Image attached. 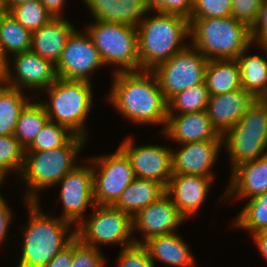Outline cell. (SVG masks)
Returning <instances> with one entry per match:
<instances>
[{
    "instance_id": "obj_15",
    "label": "cell",
    "mask_w": 267,
    "mask_h": 267,
    "mask_svg": "<svg viewBox=\"0 0 267 267\" xmlns=\"http://www.w3.org/2000/svg\"><path fill=\"white\" fill-rule=\"evenodd\" d=\"M13 56L15 57L13 62L15 71L12 72L10 64H8L6 85L19 90L26 87L40 92L47 89L58 79L55 64L33 51L16 53Z\"/></svg>"
},
{
    "instance_id": "obj_14",
    "label": "cell",
    "mask_w": 267,
    "mask_h": 267,
    "mask_svg": "<svg viewBox=\"0 0 267 267\" xmlns=\"http://www.w3.org/2000/svg\"><path fill=\"white\" fill-rule=\"evenodd\" d=\"M129 158L135 178L154 180L165 188L172 177V149L161 145L134 146L129 136L119 146Z\"/></svg>"
},
{
    "instance_id": "obj_11",
    "label": "cell",
    "mask_w": 267,
    "mask_h": 267,
    "mask_svg": "<svg viewBox=\"0 0 267 267\" xmlns=\"http://www.w3.org/2000/svg\"><path fill=\"white\" fill-rule=\"evenodd\" d=\"M207 62L208 59L190 44L151 71L168 100L175 93L203 83Z\"/></svg>"
},
{
    "instance_id": "obj_45",
    "label": "cell",
    "mask_w": 267,
    "mask_h": 267,
    "mask_svg": "<svg viewBox=\"0 0 267 267\" xmlns=\"http://www.w3.org/2000/svg\"><path fill=\"white\" fill-rule=\"evenodd\" d=\"M251 235L262 256L267 260V230L259 231Z\"/></svg>"
},
{
    "instance_id": "obj_1",
    "label": "cell",
    "mask_w": 267,
    "mask_h": 267,
    "mask_svg": "<svg viewBox=\"0 0 267 267\" xmlns=\"http://www.w3.org/2000/svg\"><path fill=\"white\" fill-rule=\"evenodd\" d=\"M108 100L126 119L136 124L167 123V100L150 70L114 72Z\"/></svg>"
},
{
    "instance_id": "obj_49",
    "label": "cell",
    "mask_w": 267,
    "mask_h": 267,
    "mask_svg": "<svg viewBox=\"0 0 267 267\" xmlns=\"http://www.w3.org/2000/svg\"><path fill=\"white\" fill-rule=\"evenodd\" d=\"M4 180H5V176L0 172V186L3 184ZM1 196L2 195L0 194V197Z\"/></svg>"
},
{
    "instance_id": "obj_16",
    "label": "cell",
    "mask_w": 267,
    "mask_h": 267,
    "mask_svg": "<svg viewBox=\"0 0 267 267\" xmlns=\"http://www.w3.org/2000/svg\"><path fill=\"white\" fill-rule=\"evenodd\" d=\"M186 220L173 204L166 193L148 207L140 210L132 218V233L142 231L143 239H134L137 244H143L149 238L174 233Z\"/></svg>"
},
{
    "instance_id": "obj_10",
    "label": "cell",
    "mask_w": 267,
    "mask_h": 267,
    "mask_svg": "<svg viewBox=\"0 0 267 267\" xmlns=\"http://www.w3.org/2000/svg\"><path fill=\"white\" fill-rule=\"evenodd\" d=\"M86 159L92 166L94 203L113 206L135 179L129 158L118 148L113 154Z\"/></svg>"
},
{
    "instance_id": "obj_37",
    "label": "cell",
    "mask_w": 267,
    "mask_h": 267,
    "mask_svg": "<svg viewBox=\"0 0 267 267\" xmlns=\"http://www.w3.org/2000/svg\"><path fill=\"white\" fill-rule=\"evenodd\" d=\"M105 262V257L100 249L85 245L77 237L73 239L71 267H104Z\"/></svg>"
},
{
    "instance_id": "obj_47",
    "label": "cell",
    "mask_w": 267,
    "mask_h": 267,
    "mask_svg": "<svg viewBox=\"0 0 267 267\" xmlns=\"http://www.w3.org/2000/svg\"><path fill=\"white\" fill-rule=\"evenodd\" d=\"M29 1H32V0H3L4 12H8L11 8L17 5L24 4Z\"/></svg>"
},
{
    "instance_id": "obj_50",
    "label": "cell",
    "mask_w": 267,
    "mask_h": 267,
    "mask_svg": "<svg viewBox=\"0 0 267 267\" xmlns=\"http://www.w3.org/2000/svg\"><path fill=\"white\" fill-rule=\"evenodd\" d=\"M0 13H4V4H3V0H0Z\"/></svg>"
},
{
    "instance_id": "obj_36",
    "label": "cell",
    "mask_w": 267,
    "mask_h": 267,
    "mask_svg": "<svg viewBox=\"0 0 267 267\" xmlns=\"http://www.w3.org/2000/svg\"><path fill=\"white\" fill-rule=\"evenodd\" d=\"M232 0H194L189 19L230 17Z\"/></svg>"
},
{
    "instance_id": "obj_24",
    "label": "cell",
    "mask_w": 267,
    "mask_h": 267,
    "mask_svg": "<svg viewBox=\"0 0 267 267\" xmlns=\"http://www.w3.org/2000/svg\"><path fill=\"white\" fill-rule=\"evenodd\" d=\"M156 265L158 262L177 267H196L187 243L176 232L149 238L143 243Z\"/></svg>"
},
{
    "instance_id": "obj_2",
    "label": "cell",
    "mask_w": 267,
    "mask_h": 267,
    "mask_svg": "<svg viewBox=\"0 0 267 267\" xmlns=\"http://www.w3.org/2000/svg\"><path fill=\"white\" fill-rule=\"evenodd\" d=\"M144 18L137 25V45L140 70H153L184 50L190 37L189 19L177 15L156 12Z\"/></svg>"
},
{
    "instance_id": "obj_12",
    "label": "cell",
    "mask_w": 267,
    "mask_h": 267,
    "mask_svg": "<svg viewBox=\"0 0 267 267\" xmlns=\"http://www.w3.org/2000/svg\"><path fill=\"white\" fill-rule=\"evenodd\" d=\"M55 66L59 78L91 82V72L104 64L87 32L82 33L76 29L69 36Z\"/></svg>"
},
{
    "instance_id": "obj_32",
    "label": "cell",
    "mask_w": 267,
    "mask_h": 267,
    "mask_svg": "<svg viewBox=\"0 0 267 267\" xmlns=\"http://www.w3.org/2000/svg\"><path fill=\"white\" fill-rule=\"evenodd\" d=\"M233 224L252 234L267 230V192L250 198Z\"/></svg>"
},
{
    "instance_id": "obj_19",
    "label": "cell",
    "mask_w": 267,
    "mask_h": 267,
    "mask_svg": "<svg viewBox=\"0 0 267 267\" xmlns=\"http://www.w3.org/2000/svg\"><path fill=\"white\" fill-rule=\"evenodd\" d=\"M213 180L214 178L198 175H172L166 186V194L186 219L196 215L208 195Z\"/></svg>"
},
{
    "instance_id": "obj_38",
    "label": "cell",
    "mask_w": 267,
    "mask_h": 267,
    "mask_svg": "<svg viewBox=\"0 0 267 267\" xmlns=\"http://www.w3.org/2000/svg\"><path fill=\"white\" fill-rule=\"evenodd\" d=\"M117 267H155L147 248L134 243L119 252Z\"/></svg>"
},
{
    "instance_id": "obj_25",
    "label": "cell",
    "mask_w": 267,
    "mask_h": 267,
    "mask_svg": "<svg viewBox=\"0 0 267 267\" xmlns=\"http://www.w3.org/2000/svg\"><path fill=\"white\" fill-rule=\"evenodd\" d=\"M166 193V188L154 180L135 178L113 205L133 218Z\"/></svg>"
},
{
    "instance_id": "obj_4",
    "label": "cell",
    "mask_w": 267,
    "mask_h": 267,
    "mask_svg": "<svg viewBox=\"0 0 267 267\" xmlns=\"http://www.w3.org/2000/svg\"><path fill=\"white\" fill-rule=\"evenodd\" d=\"M191 45L208 60L236 59L251 48V28L230 17L189 19Z\"/></svg>"
},
{
    "instance_id": "obj_48",
    "label": "cell",
    "mask_w": 267,
    "mask_h": 267,
    "mask_svg": "<svg viewBox=\"0 0 267 267\" xmlns=\"http://www.w3.org/2000/svg\"><path fill=\"white\" fill-rule=\"evenodd\" d=\"M260 100L267 105V91L262 95Z\"/></svg>"
},
{
    "instance_id": "obj_44",
    "label": "cell",
    "mask_w": 267,
    "mask_h": 267,
    "mask_svg": "<svg viewBox=\"0 0 267 267\" xmlns=\"http://www.w3.org/2000/svg\"><path fill=\"white\" fill-rule=\"evenodd\" d=\"M41 4L50 12L53 17H63L61 13L65 7L66 0H39Z\"/></svg>"
},
{
    "instance_id": "obj_13",
    "label": "cell",
    "mask_w": 267,
    "mask_h": 267,
    "mask_svg": "<svg viewBox=\"0 0 267 267\" xmlns=\"http://www.w3.org/2000/svg\"><path fill=\"white\" fill-rule=\"evenodd\" d=\"M85 161H88V166L77 164L58 182L61 183L59 199L64 209L58 217L76 226L84 220L83 215L88 206H95L92 166L89 160Z\"/></svg>"
},
{
    "instance_id": "obj_3",
    "label": "cell",
    "mask_w": 267,
    "mask_h": 267,
    "mask_svg": "<svg viewBox=\"0 0 267 267\" xmlns=\"http://www.w3.org/2000/svg\"><path fill=\"white\" fill-rule=\"evenodd\" d=\"M40 202H28L29 223L22 227L24 242L18 267H44L75 237V228L60 217L47 216ZM72 232H71V231ZM69 233V235H68Z\"/></svg>"
},
{
    "instance_id": "obj_22",
    "label": "cell",
    "mask_w": 267,
    "mask_h": 267,
    "mask_svg": "<svg viewBox=\"0 0 267 267\" xmlns=\"http://www.w3.org/2000/svg\"><path fill=\"white\" fill-rule=\"evenodd\" d=\"M74 30L71 22L64 17H53L32 33L30 50L56 65Z\"/></svg>"
},
{
    "instance_id": "obj_7",
    "label": "cell",
    "mask_w": 267,
    "mask_h": 267,
    "mask_svg": "<svg viewBox=\"0 0 267 267\" xmlns=\"http://www.w3.org/2000/svg\"><path fill=\"white\" fill-rule=\"evenodd\" d=\"M231 170L241 163L267 155V105L258 99L240 120L222 135Z\"/></svg>"
},
{
    "instance_id": "obj_33",
    "label": "cell",
    "mask_w": 267,
    "mask_h": 267,
    "mask_svg": "<svg viewBox=\"0 0 267 267\" xmlns=\"http://www.w3.org/2000/svg\"><path fill=\"white\" fill-rule=\"evenodd\" d=\"M76 134L69 128L48 121L25 152H40L65 146Z\"/></svg>"
},
{
    "instance_id": "obj_46",
    "label": "cell",
    "mask_w": 267,
    "mask_h": 267,
    "mask_svg": "<svg viewBox=\"0 0 267 267\" xmlns=\"http://www.w3.org/2000/svg\"><path fill=\"white\" fill-rule=\"evenodd\" d=\"M9 59L0 48V86L6 85L8 78Z\"/></svg>"
},
{
    "instance_id": "obj_18",
    "label": "cell",
    "mask_w": 267,
    "mask_h": 267,
    "mask_svg": "<svg viewBox=\"0 0 267 267\" xmlns=\"http://www.w3.org/2000/svg\"><path fill=\"white\" fill-rule=\"evenodd\" d=\"M258 98L243 88L232 92L210 95L206 112L212 126L223 135L255 104Z\"/></svg>"
},
{
    "instance_id": "obj_31",
    "label": "cell",
    "mask_w": 267,
    "mask_h": 267,
    "mask_svg": "<svg viewBox=\"0 0 267 267\" xmlns=\"http://www.w3.org/2000/svg\"><path fill=\"white\" fill-rule=\"evenodd\" d=\"M209 96V91L204 81L171 96L167 100V112L168 114H183L204 111L206 110Z\"/></svg>"
},
{
    "instance_id": "obj_35",
    "label": "cell",
    "mask_w": 267,
    "mask_h": 267,
    "mask_svg": "<svg viewBox=\"0 0 267 267\" xmlns=\"http://www.w3.org/2000/svg\"><path fill=\"white\" fill-rule=\"evenodd\" d=\"M25 159V148L14 135L0 136V172L7 177L9 172L20 175Z\"/></svg>"
},
{
    "instance_id": "obj_26",
    "label": "cell",
    "mask_w": 267,
    "mask_h": 267,
    "mask_svg": "<svg viewBox=\"0 0 267 267\" xmlns=\"http://www.w3.org/2000/svg\"><path fill=\"white\" fill-rule=\"evenodd\" d=\"M204 81L209 95H218L242 88L236 59L208 60Z\"/></svg>"
},
{
    "instance_id": "obj_41",
    "label": "cell",
    "mask_w": 267,
    "mask_h": 267,
    "mask_svg": "<svg viewBox=\"0 0 267 267\" xmlns=\"http://www.w3.org/2000/svg\"><path fill=\"white\" fill-rule=\"evenodd\" d=\"M252 43L267 48V0H263L256 22L251 27ZM255 41V42H254Z\"/></svg>"
},
{
    "instance_id": "obj_39",
    "label": "cell",
    "mask_w": 267,
    "mask_h": 267,
    "mask_svg": "<svg viewBox=\"0 0 267 267\" xmlns=\"http://www.w3.org/2000/svg\"><path fill=\"white\" fill-rule=\"evenodd\" d=\"M146 8L150 11L177 14L190 18L194 0H145Z\"/></svg>"
},
{
    "instance_id": "obj_30",
    "label": "cell",
    "mask_w": 267,
    "mask_h": 267,
    "mask_svg": "<svg viewBox=\"0 0 267 267\" xmlns=\"http://www.w3.org/2000/svg\"><path fill=\"white\" fill-rule=\"evenodd\" d=\"M31 39L32 33L8 12L0 13V48L6 56L11 52L16 54L29 51Z\"/></svg>"
},
{
    "instance_id": "obj_8",
    "label": "cell",
    "mask_w": 267,
    "mask_h": 267,
    "mask_svg": "<svg viewBox=\"0 0 267 267\" xmlns=\"http://www.w3.org/2000/svg\"><path fill=\"white\" fill-rule=\"evenodd\" d=\"M86 32L104 65L116 66V73L140 70L137 27L95 20Z\"/></svg>"
},
{
    "instance_id": "obj_34",
    "label": "cell",
    "mask_w": 267,
    "mask_h": 267,
    "mask_svg": "<svg viewBox=\"0 0 267 267\" xmlns=\"http://www.w3.org/2000/svg\"><path fill=\"white\" fill-rule=\"evenodd\" d=\"M8 13L31 33L37 31L53 18L39 0L17 5L11 8Z\"/></svg>"
},
{
    "instance_id": "obj_43",
    "label": "cell",
    "mask_w": 267,
    "mask_h": 267,
    "mask_svg": "<svg viewBox=\"0 0 267 267\" xmlns=\"http://www.w3.org/2000/svg\"><path fill=\"white\" fill-rule=\"evenodd\" d=\"M3 196L0 197V243L7 237L8 228L12 219L11 208H8Z\"/></svg>"
},
{
    "instance_id": "obj_29",
    "label": "cell",
    "mask_w": 267,
    "mask_h": 267,
    "mask_svg": "<svg viewBox=\"0 0 267 267\" xmlns=\"http://www.w3.org/2000/svg\"><path fill=\"white\" fill-rule=\"evenodd\" d=\"M48 121L42 102L29 101L19 115L14 136L26 149Z\"/></svg>"
},
{
    "instance_id": "obj_9",
    "label": "cell",
    "mask_w": 267,
    "mask_h": 267,
    "mask_svg": "<svg viewBox=\"0 0 267 267\" xmlns=\"http://www.w3.org/2000/svg\"><path fill=\"white\" fill-rule=\"evenodd\" d=\"M94 213L75 228L76 237L85 245L99 248L101 245H133L132 218L110 205H96Z\"/></svg>"
},
{
    "instance_id": "obj_17",
    "label": "cell",
    "mask_w": 267,
    "mask_h": 267,
    "mask_svg": "<svg viewBox=\"0 0 267 267\" xmlns=\"http://www.w3.org/2000/svg\"><path fill=\"white\" fill-rule=\"evenodd\" d=\"M183 145V146H182ZM177 151L172 149L173 175H198L215 178L212 167L223 147V140H205L180 144Z\"/></svg>"
},
{
    "instance_id": "obj_20",
    "label": "cell",
    "mask_w": 267,
    "mask_h": 267,
    "mask_svg": "<svg viewBox=\"0 0 267 267\" xmlns=\"http://www.w3.org/2000/svg\"><path fill=\"white\" fill-rule=\"evenodd\" d=\"M178 144L205 140H223L222 135L212 126L206 110L193 113L168 114L162 132Z\"/></svg>"
},
{
    "instance_id": "obj_42",
    "label": "cell",
    "mask_w": 267,
    "mask_h": 267,
    "mask_svg": "<svg viewBox=\"0 0 267 267\" xmlns=\"http://www.w3.org/2000/svg\"><path fill=\"white\" fill-rule=\"evenodd\" d=\"M73 260V240L58 252L44 267H71Z\"/></svg>"
},
{
    "instance_id": "obj_28",
    "label": "cell",
    "mask_w": 267,
    "mask_h": 267,
    "mask_svg": "<svg viewBox=\"0 0 267 267\" xmlns=\"http://www.w3.org/2000/svg\"><path fill=\"white\" fill-rule=\"evenodd\" d=\"M33 97L24 95L23 90L0 86V136L14 135L22 109Z\"/></svg>"
},
{
    "instance_id": "obj_23",
    "label": "cell",
    "mask_w": 267,
    "mask_h": 267,
    "mask_svg": "<svg viewBox=\"0 0 267 267\" xmlns=\"http://www.w3.org/2000/svg\"><path fill=\"white\" fill-rule=\"evenodd\" d=\"M93 18L101 22H113L135 26L148 12L145 0H83Z\"/></svg>"
},
{
    "instance_id": "obj_40",
    "label": "cell",
    "mask_w": 267,
    "mask_h": 267,
    "mask_svg": "<svg viewBox=\"0 0 267 267\" xmlns=\"http://www.w3.org/2000/svg\"><path fill=\"white\" fill-rule=\"evenodd\" d=\"M263 0H232L231 16L250 28L256 22Z\"/></svg>"
},
{
    "instance_id": "obj_21",
    "label": "cell",
    "mask_w": 267,
    "mask_h": 267,
    "mask_svg": "<svg viewBox=\"0 0 267 267\" xmlns=\"http://www.w3.org/2000/svg\"><path fill=\"white\" fill-rule=\"evenodd\" d=\"M231 180L223 198H253L267 192V155L239 164L231 170Z\"/></svg>"
},
{
    "instance_id": "obj_5",
    "label": "cell",
    "mask_w": 267,
    "mask_h": 267,
    "mask_svg": "<svg viewBox=\"0 0 267 267\" xmlns=\"http://www.w3.org/2000/svg\"><path fill=\"white\" fill-rule=\"evenodd\" d=\"M75 135L65 146L40 152H25L20 177L26 183L25 202H39V190L56 186L77 165L74 161L85 140Z\"/></svg>"
},
{
    "instance_id": "obj_27",
    "label": "cell",
    "mask_w": 267,
    "mask_h": 267,
    "mask_svg": "<svg viewBox=\"0 0 267 267\" xmlns=\"http://www.w3.org/2000/svg\"><path fill=\"white\" fill-rule=\"evenodd\" d=\"M262 49L267 53L266 47ZM247 51L249 50H244L236 58L241 74V85L245 91L253 93L260 99L267 91V59L263 55H246Z\"/></svg>"
},
{
    "instance_id": "obj_6",
    "label": "cell",
    "mask_w": 267,
    "mask_h": 267,
    "mask_svg": "<svg viewBox=\"0 0 267 267\" xmlns=\"http://www.w3.org/2000/svg\"><path fill=\"white\" fill-rule=\"evenodd\" d=\"M43 91L50 97L49 103L42 101L49 120L69 128L76 135L87 138L88 134L84 128L93 104L91 83L58 77Z\"/></svg>"
}]
</instances>
